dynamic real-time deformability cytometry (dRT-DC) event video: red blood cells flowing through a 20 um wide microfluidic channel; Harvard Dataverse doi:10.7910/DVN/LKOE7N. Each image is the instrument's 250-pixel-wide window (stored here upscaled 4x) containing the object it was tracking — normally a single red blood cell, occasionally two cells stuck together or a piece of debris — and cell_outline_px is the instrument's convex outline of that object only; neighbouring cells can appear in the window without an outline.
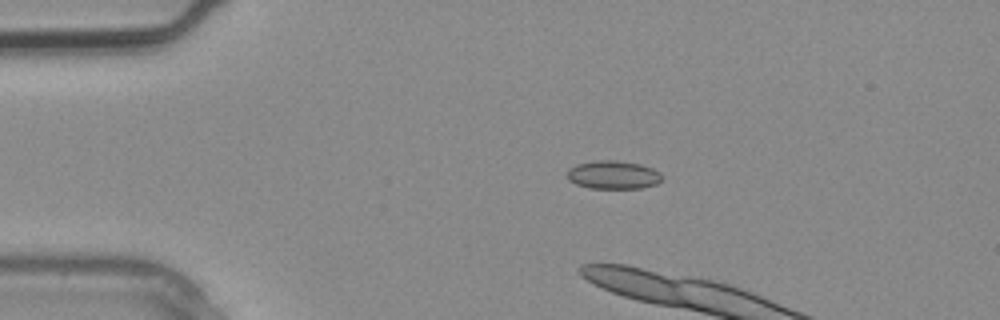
{"species": "common noctule bat (a hibernating species)", "species_latin": "Nyctalus noctula", "temperature_condition": "warm", "stored_images_in_passage": 2, "camera_frame_rate_fps": 3000, "um_per_image_px": 0.085, "animal": {"sex": "male", "body_mass_g": 20.4}, "frame": {"image": 1, "passage_image": 1, "time_ms": 0.0, "image_size_px": [1000, 320], "cell_outline_px": [[664, 176], [656, 184], [644, 188], [588, 188], [576, 184], [568, 180], [568, 168], [576, 164], [596, 160], [616, 160], [640, 164], [652, 168], [660, 172]], "centroid_in_image_um": [52.13, 14.86], "position_along_channel_um": 32.9, "area_um2": 15.78}}